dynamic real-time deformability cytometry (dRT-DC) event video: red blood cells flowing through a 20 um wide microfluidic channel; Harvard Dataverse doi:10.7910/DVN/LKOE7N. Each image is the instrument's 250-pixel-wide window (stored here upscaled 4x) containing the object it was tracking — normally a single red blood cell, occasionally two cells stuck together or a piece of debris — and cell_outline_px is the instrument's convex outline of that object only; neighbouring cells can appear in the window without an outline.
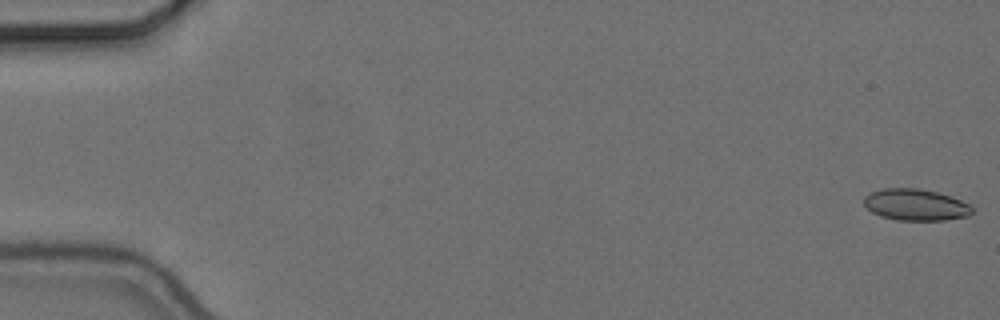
{"species": "common noctule bat (a hibernating species)", "species_latin": "Nyctalus noctula", "temperature_condition": "cold", "stored_images_in_passage": 56, "camera_frame_rate_fps": 3000, "um_per_image_px": 0.085, "animal": {"sex": "female", "body_mass_g": 24.6, "forearm_length_mm": 56.2}, "frame": {"image": 1, "passage_image": 1, "time_ms": 0.0, "image_size_px": [1000, 320], "cell_outline_px": [[972, 212], [968, 216], [944, 220], [896, 220], [880, 216], [872, 212], [864, 204], [864, 196], [872, 192], [884, 188], [916, 188], [936, 192], [960, 200], [968, 204], [972, 208]], "centroid_in_image_um": [77.8, 17.41], "position_along_channel_um": 7.2, "area_um2": 19.65}}
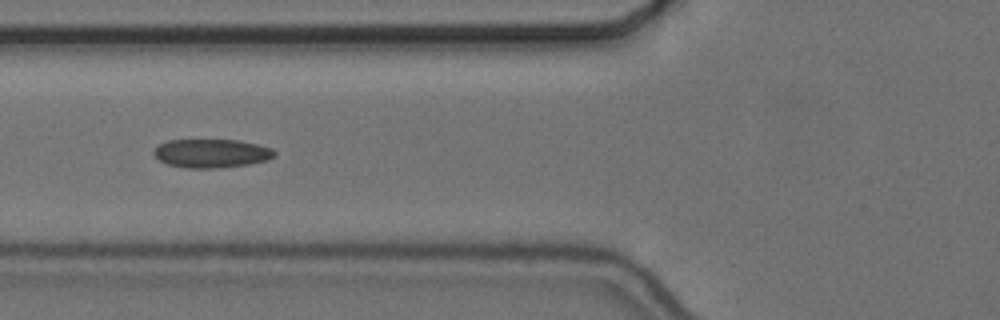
{"frame": {"image": 2, "passage_image": 22, "time_ms": 7.0, "image_size_px": [1000, 320], "cell_outline_px": [[276, 156], [268, 160], [248, 164], [220, 168], [184, 168], [168, 164], [160, 160], [152, 152], [160, 144], [168, 140], [240, 140], [272, 148], [276, 152]], "centroid_in_image_um": [18.01, 13.04], "position_along_channel_um": 107.8, "area_um2": 20.17}}
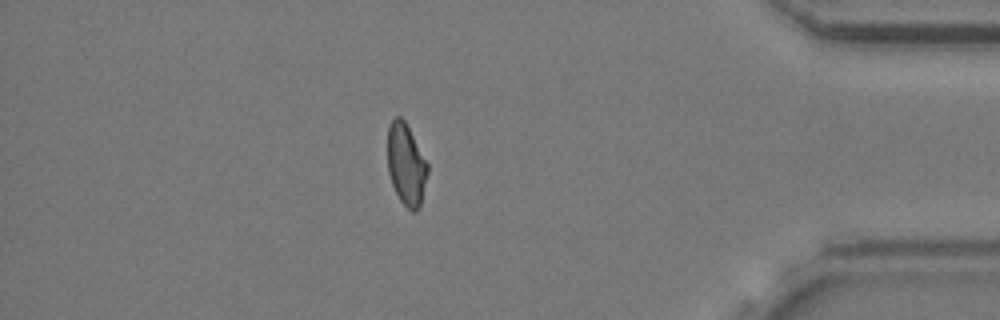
{"frame": {"image": 3, "passage_image": 49, "time_ms": 16.0, "image_size_px": [1000, 320], "cell_outline_px": [[428, 172], [420, 204], [416, 212], [412, 212], [400, 200], [392, 184], [388, 172], [388, 128], [392, 120], [396, 116], [400, 116], [404, 120], [428, 164]], "centroid_in_image_um": [34.52, 13.99], "position_along_channel_um": 400.7, "area_um2": 18.73}, "authors_computed_cell_mechanics": {"area_um2": 20.1144, "velocity_mm_per_s": 3.6658, "shape_relaxation_time_tau1_ms": 6.8495, "shape_relaxation_time_tau2_ms": 2.3605, "deformation_change_tau1": 0.13, "deformation_change_tau2": 0.0724}}